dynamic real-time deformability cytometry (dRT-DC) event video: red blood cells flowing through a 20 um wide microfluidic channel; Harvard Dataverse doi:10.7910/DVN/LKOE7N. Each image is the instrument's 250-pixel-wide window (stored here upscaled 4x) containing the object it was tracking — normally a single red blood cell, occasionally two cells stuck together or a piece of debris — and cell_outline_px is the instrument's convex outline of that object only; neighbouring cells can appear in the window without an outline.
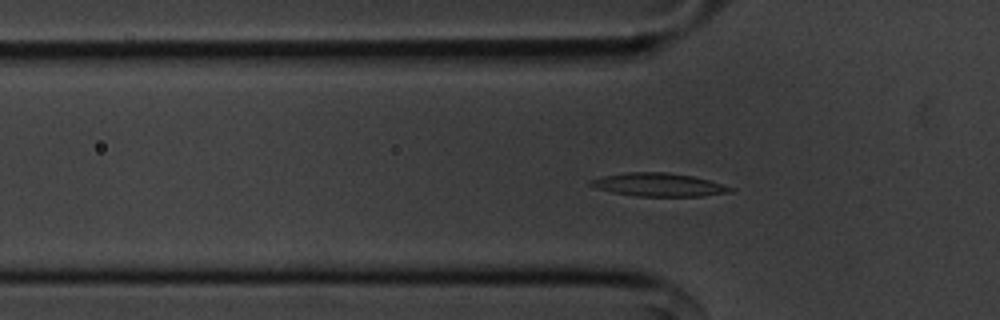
{"species": "common noctule bat (a hibernating species)", "species_latin": "Nyctalus noctula", "temperature_condition": "cold", "stored_images_in_passage": 56, "segment_of_instrument_passage": [1, 2], "camera_frame_rate_fps": 3000, "um_per_image_px": 0.085, "animal": {"sex": "male", "body_mass_g": 20.1, "forearm_length_mm": 53.5}, "frame": {"image": 1, "passage_image": 17, "time_ms": 5.333, "image_size_px": [1000, 320], "cell_outline_px": [[736, 188], [732, 192], [704, 196], [636, 196], [612, 192], [596, 188], [588, 184], [588, 180], [600, 176], [628, 172], [668, 172], [692, 176], [708, 180]], "centroid_in_image_um": [55.97, 15.7], "position_along_channel_um": 69.8, "area_um2": 19.07}}
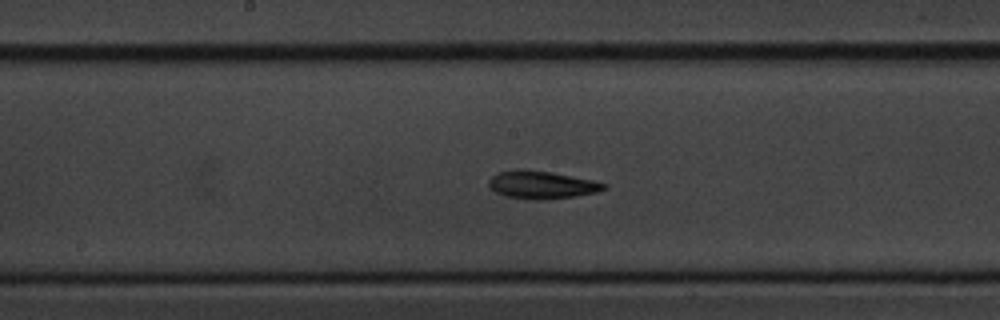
{"frame": {"image": 2, "passage_image": 28, "time_ms": 9.0, "image_size_px": [1000, 320], "cell_outline_px": [[608, 188], [596, 192], [576, 196], [544, 200], [532, 200], [508, 196], [496, 192], [488, 184], [488, 180], [492, 176], [500, 172], [520, 168], [524, 168], [552, 172], [592, 180], [608, 184]], "centroid_in_image_um": [46.07, 15.7], "position_along_channel_um": 202.1, "area_um2": 18.73}}
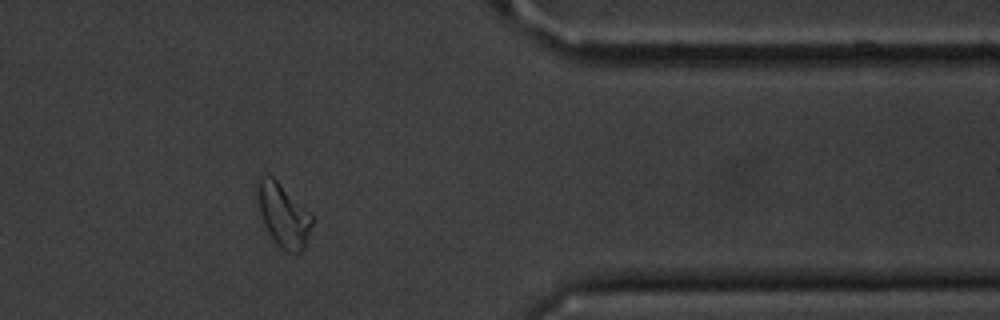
{"frame": {"image": 3, "passage_image": 45, "time_ms": 14.667, "image_size_px": [1000, 320], "cell_outline_px": [[312, 224], [304, 248], [300, 252], [284, 252], [276, 244], [268, 232], [264, 224], [256, 204], [256, 176], [264, 172], [272, 176], [312, 212]], "centroid_in_image_um": [24.03, 18.21], "position_along_channel_um": 387.4, "area_um2": 20.87}}